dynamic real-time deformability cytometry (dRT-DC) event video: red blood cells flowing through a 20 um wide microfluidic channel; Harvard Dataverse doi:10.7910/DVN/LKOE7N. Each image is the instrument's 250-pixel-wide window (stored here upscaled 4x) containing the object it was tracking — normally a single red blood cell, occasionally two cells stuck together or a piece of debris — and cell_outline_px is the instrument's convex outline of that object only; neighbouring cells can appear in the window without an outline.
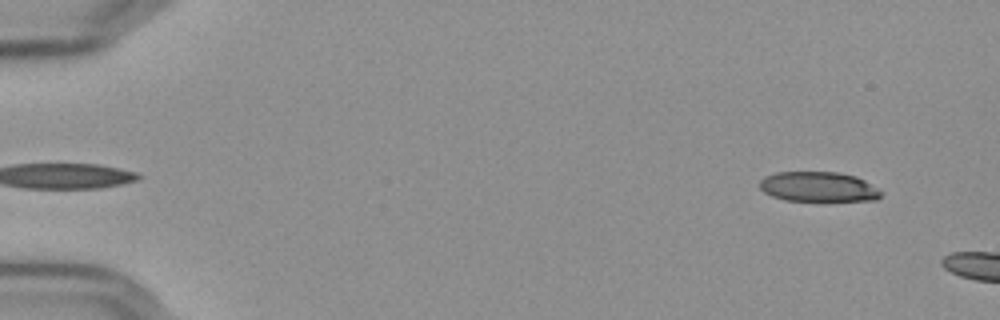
{"species": "Egyptian fruit bat (a non-hibernating species)", "species_latin": "Rousettus aegyptiacus", "temperature_condition": "cold", "stored_images_in_passage": 10, "camera_frame_rate_fps": 3000, "um_per_image_px": 0.085, "frame": {"image": 1, "passage_image": 1, "time_ms": 0.0, "image_size_px": [1000, 320], "cell_outline_px": [[884, 192], [876, 200], [784, 200], [772, 196], [764, 192], [760, 188], [760, 180], [764, 176], [776, 172], [840, 172], [856, 176], [864, 180]], "centroid_in_image_um": [69.56, 15.86], "position_along_channel_um": 15.4, "area_um2": 21.1}}